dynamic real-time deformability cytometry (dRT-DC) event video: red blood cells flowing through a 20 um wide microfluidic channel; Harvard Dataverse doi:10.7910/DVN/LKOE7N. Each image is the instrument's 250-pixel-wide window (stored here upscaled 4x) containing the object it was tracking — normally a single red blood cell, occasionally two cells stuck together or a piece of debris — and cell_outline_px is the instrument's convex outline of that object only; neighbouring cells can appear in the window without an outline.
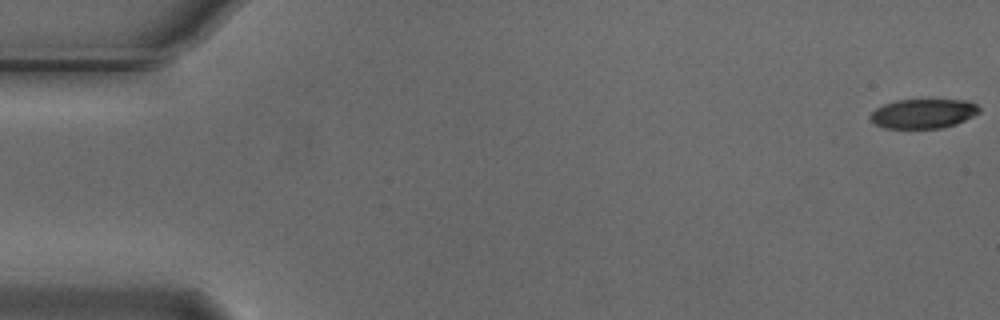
{"species": "Egyptian fruit bat (a non-hibernating species)", "species_latin": "Rousettus aegyptiacus", "temperature_condition": "cold", "stored_images_in_passage": 56, "camera_frame_rate_fps": 3000, "um_per_image_px": 0.085, "animal": {"sex": "male"}, "frame": {"image": 1, "passage_image": 1, "time_ms": 0.0, "image_size_px": [1000, 320], "cell_outline_px": [[980, 112], [956, 124], [940, 128], [884, 128], [876, 124], [868, 116], [876, 108], [884, 104], [896, 100], [968, 100], [976, 104], [980, 108]], "centroid_in_image_um": [78.48, 9.65], "position_along_channel_um": 6.5, "area_um2": 18.61}}
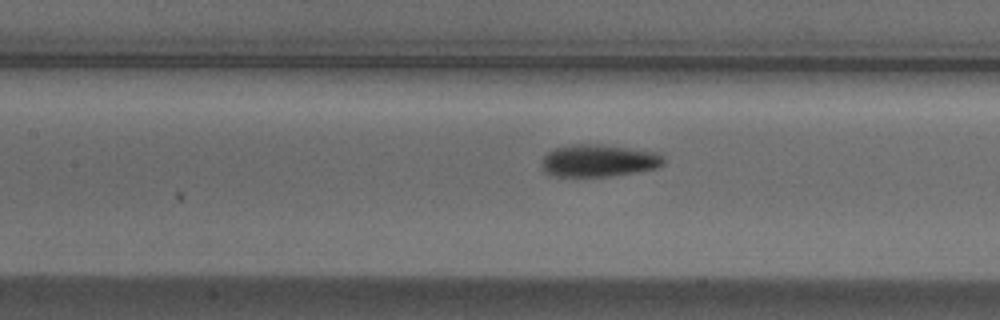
{"frame": {"image": 2, "passage_image": 25, "time_ms": 8.0, "image_size_px": [1000, 320], "cell_outline_px": [[664, 164], [660, 168], [636, 172], [608, 176], [552, 176], [544, 172], [544, 156], [548, 152], [556, 148], [576, 144], [600, 144], [660, 152], [664, 156]], "centroid_in_image_um": [50.97, 13.65], "position_along_channel_um": 156.4, "area_um2": 22.95}}
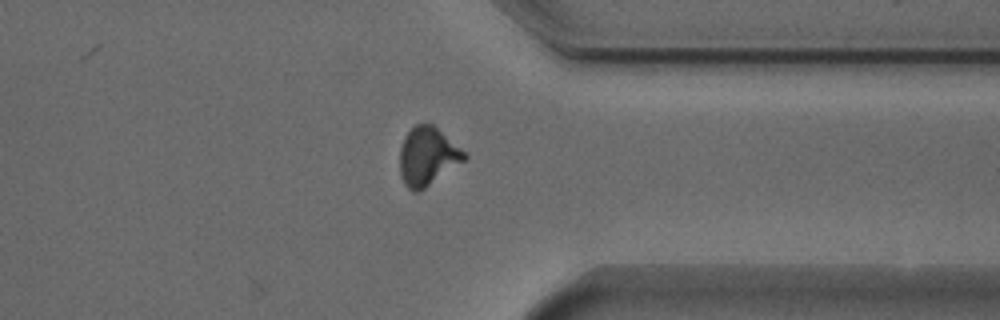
{"frame": {"image": 3, "passage_image": 43, "time_ms": 14.0, "image_size_px": [1000, 320], "cell_outline_px": [[468, 156], [464, 160], [420, 192], [412, 192], [404, 184], [400, 176], [400, 148], [404, 136], [416, 124], [432, 124], [460, 148]], "centroid_in_image_um": [36.3, 13.32], "position_along_channel_um": 375.1, "area_um2": 21.68}, "authors_computed_cell_mechanics": {"area_um2": 21.5016, "velocity_mm_per_s": 3.7242, "shape_relaxation_time_tau1_ms": 4.1336, "shape_relaxation_time_tau2_ms": 3.3664, "deformation_change_tau1": 0.1537, "deformation_change_tau2": 0.0798}}